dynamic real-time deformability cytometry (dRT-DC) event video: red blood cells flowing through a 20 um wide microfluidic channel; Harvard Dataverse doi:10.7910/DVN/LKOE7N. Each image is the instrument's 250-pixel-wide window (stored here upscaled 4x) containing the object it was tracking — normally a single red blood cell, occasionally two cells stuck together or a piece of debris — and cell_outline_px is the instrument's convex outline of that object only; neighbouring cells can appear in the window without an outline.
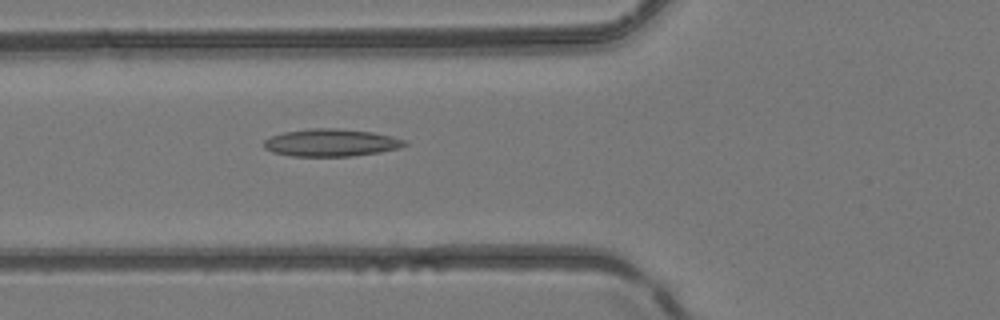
{"species": "common noctule bat (a hibernating species)", "species_latin": "Nyctalus noctula", "temperature_condition": "room temperature", "stored_images_in_passage": 50, "camera_frame_rate_fps": 3000, "um_per_image_px": 0.085, "animal": {"sex": "female", "body_mass_g": 24.6, "forearm_length_mm": 56.2}, "frame": {"image": 1, "passage_image": 19, "time_ms": 6.0, "image_size_px": [1000, 320], "cell_outline_px": [[408, 144], [400, 148], [380, 152], [352, 156], [292, 156], [272, 152], [264, 148], [264, 140], [272, 136], [284, 132], [312, 128], [336, 128], [372, 132], [392, 136], [404, 140]], "centroid_in_image_um": [28.15, 12.13], "position_along_channel_um": 97.7, "area_um2": 22.48}}
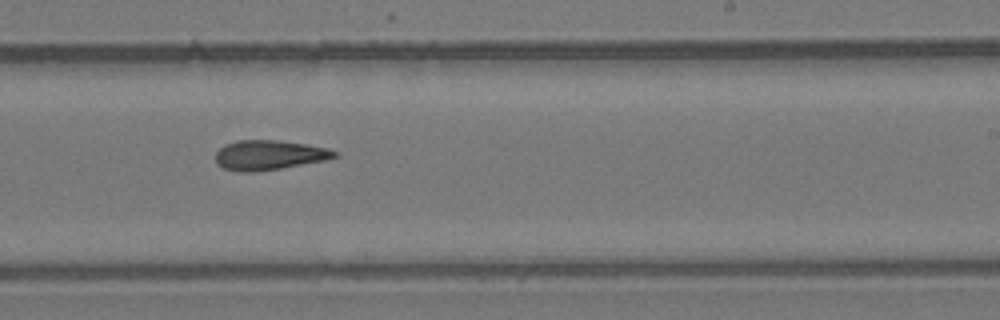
{"frame": {"image": 2, "passage_image": 31, "time_ms": 10.0, "image_size_px": [1000, 320], "cell_outline_px": [[340, 152], [336, 156], [328, 160], [280, 168], [252, 172], [240, 172], [224, 168], [216, 164], [216, 152], [224, 144], [236, 140], [276, 140], [304, 144], [328, 148]], "centroid_in_image_um": [22.87, 13.18], "position_along_channel_um": 266.1, "area_um2": 20.63}}
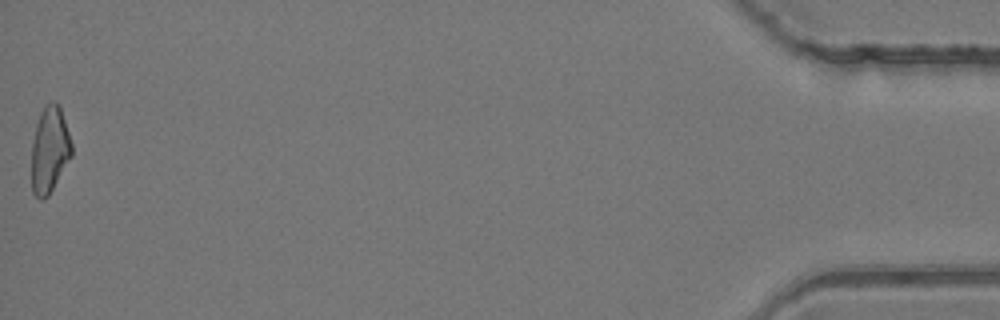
{"frame": {"image": 3, "passage_image": 50, "time_ms": 16.333, "image_size_px": [1000, 320], "cell_outline_px": [[72, 156], [48, 196], [40, 200], [32, 192], [32, 140], [36, 124], [40, 112], [44, 104], [52, 100], [60, 104], [72, 144]], "centroid_in_image_um": [4.22, 12.68], "position_along_channel_um": 431.0, "area_um2": 20.4}, "authors_computed_cell_mechanics": {"area_um2": 20.6346, "velocity_mm_per_s": 4.1967, "shape_relaxation_time_tau1_ms": null, "shape_relaxation_time_tau2_ms": 3.472, "deformation_change_tau1": null, "deformation_change_tau2": 0.1394}}